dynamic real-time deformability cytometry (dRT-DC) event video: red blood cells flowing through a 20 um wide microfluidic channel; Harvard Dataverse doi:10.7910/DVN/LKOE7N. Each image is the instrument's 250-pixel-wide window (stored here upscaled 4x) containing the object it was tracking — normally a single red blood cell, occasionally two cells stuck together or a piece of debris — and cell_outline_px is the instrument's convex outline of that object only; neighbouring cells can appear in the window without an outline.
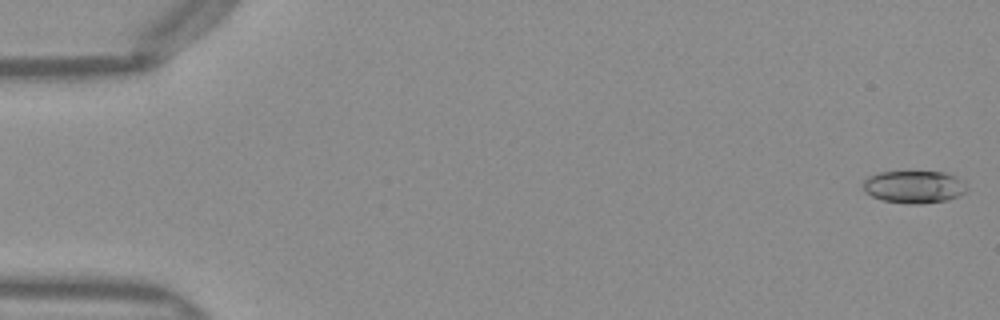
{"species": "Egyptian fruit bat (a non-hibernating species)", "species_latin": "Rousettus aegyptiacus", "temperature_condition": "warm", "stored_images_in_passage": 51, "camera_frame_rate_fps": 3000, "um_per_image_px": 0.085, "frame": {"image": 1, "passage_image": 1, "time_ms": 0.0, "image_size_px": [1000, 320], "cell_outline_px": [[968, 188], [964, 192], [948, 200], [920, 204], [908, 204], [884, 200], [872, 196], [864, 192], [864, 180], [868, 176], [880, 172], [944, 172], [960, 180]], "centroid_in_image_um": [77.66, 15.89], "position_along_channel_um": 7.3, "area_um2": 19.36}}
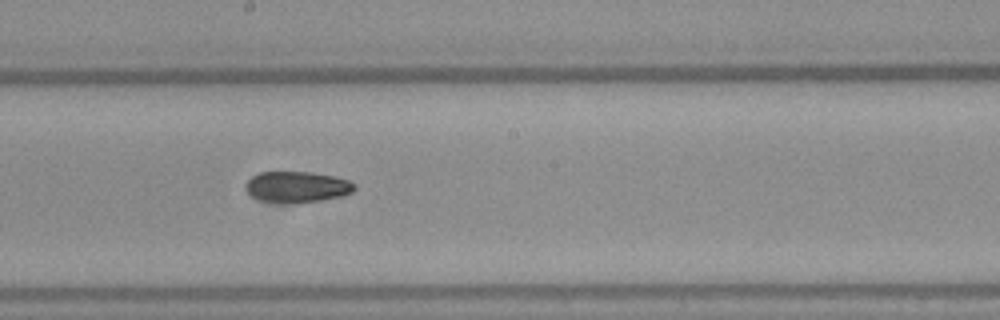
{"frame": {"image": 2, "passage_image": 28, "time_ms": 9.0, "image_size_px": [1000, 320], "cell_outline_px": [[356, 188], [352, 192], [344, 196], [320, 200], [260, 200], [252, 196], [244, 188], [244, 184], [252, 176], [260, 172], [312, 172], [336, 176], [348, 180], [356, 184]], "centroid_in_image_um": [25.29, 15.83], "position_along_channel_um": 222.9, "area_um2": 19.07}}
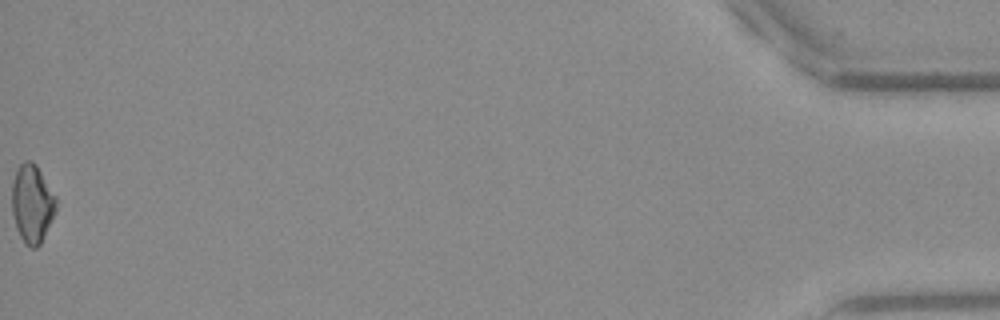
{"frame": {"image": 3, "passage_image": 51, "time_ms": 16.667, "image_size_px": [1000, 320], "cell_outline_px": [[56, 212], [40, 244], [36, 248], [32, 248], [24, 244], [16, 228], [12, 212], [12, 184], [16, 172], [20, 164], [24, 160], [32, 160], [36, 164], [56, 196]], "centroid_in_image_um": [2.73, 17.31], "position_along_channel_um": 432.5, "area_um2": 20.23}, "authors_computed_cell_mechanics": {"area_um2": 19.652, "velocity_mm_per_s": 4.0398, "shape_relaxation_time_tau1_ms": 8.5821, "shape_relaxation_time_tau2_ms": null, "deformation_change_tau1": 0.1906, "deformation_change_tau2": null}}